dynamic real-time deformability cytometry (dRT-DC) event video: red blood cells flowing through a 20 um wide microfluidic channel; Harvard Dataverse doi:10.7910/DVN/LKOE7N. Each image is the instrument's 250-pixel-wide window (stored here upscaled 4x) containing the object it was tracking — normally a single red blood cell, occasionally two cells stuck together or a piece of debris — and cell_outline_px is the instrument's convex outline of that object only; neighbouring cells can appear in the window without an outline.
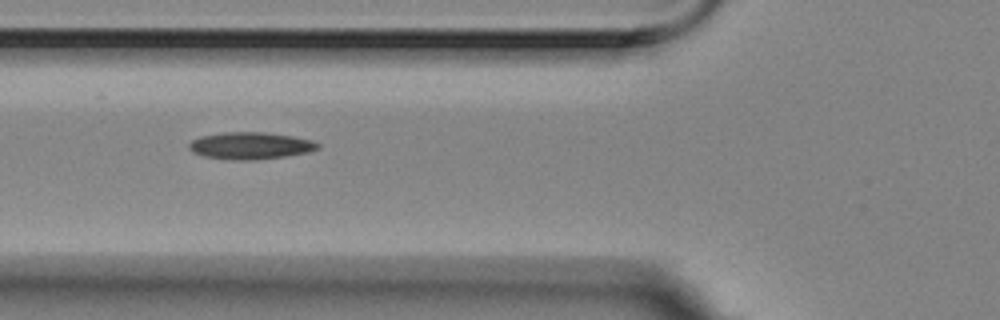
{"species": "Egyptian fruit bat (a non-hibernating species)", "species_latin": "Rousettus aegyptiacus", "temperature_condition": "room temperature", "stored_images_in_passage": 6, "camera_frame_rate_fps": 3000, "um_per_image_px": 0.085, "animal": {"sex": "female"}, "frame": {"image": 1, "passage_image": 5, "time_ms": 1.333, "image_size_px": [1000, 320], "cell_outline_px": [[320, 148], [308, 152], [284, 156], [252, 160], [232, 160], [204, 156], [192, 152], [188, 148], [188, 144], [192, 140], [200, 136], [224, 132], [264, 132], [292, 136], [312, 140], [320, 144]], "centroid_in_image_um": [21.27, 12.38], "position_along_channel_um": 104.5, "area_um2": 20.29}}
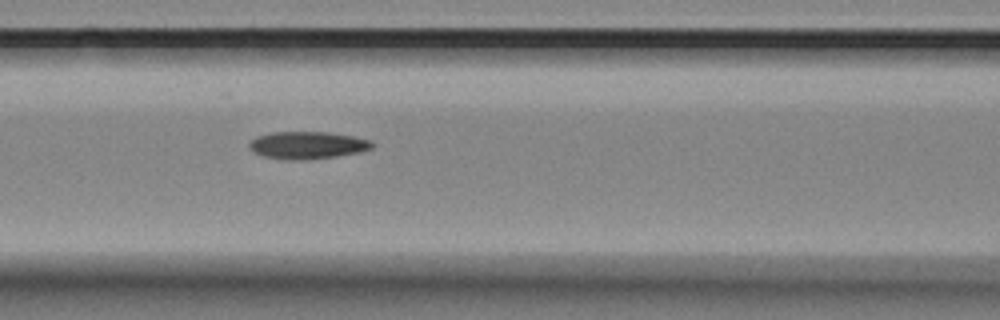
{"frame": {"image": 2, "passage_image": 6, "time_ms": 1.667, "image_size_px": [1000, 320], "cell_outline_px": [[372, 148], [360, 152], [336, 156], [304, 160], [284, 160], [264, 156], [252, 152], [248, 148], [248, 144], [256, 136], [272, 132], [328, 132], [352, 136], [372, 140]], "centroid_in_image_um": [26.09, 12.34], "position_along_channel_um": 140.5, "area_um2": 19.71}}